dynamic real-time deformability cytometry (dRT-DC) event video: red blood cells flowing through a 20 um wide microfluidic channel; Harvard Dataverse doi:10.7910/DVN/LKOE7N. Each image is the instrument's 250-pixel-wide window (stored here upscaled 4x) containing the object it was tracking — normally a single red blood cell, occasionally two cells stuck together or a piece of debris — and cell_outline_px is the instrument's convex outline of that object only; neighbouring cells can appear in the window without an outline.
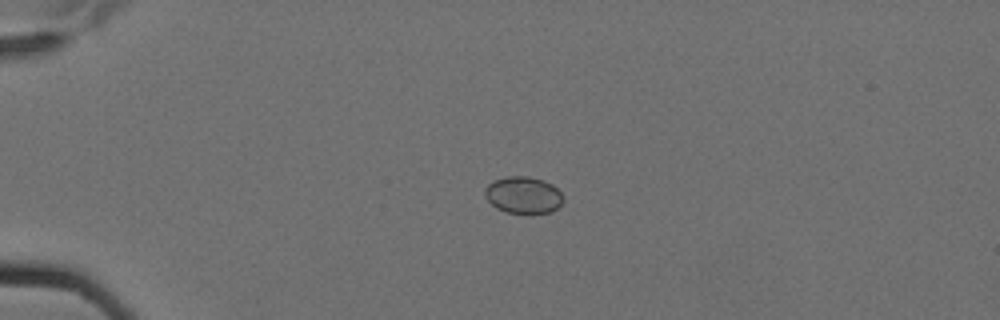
{"species": "Egyptian fruit bat (a non-hibernating species)", "species_latin": "Rousettus aegyptiacus", "temperature_condition": "cold", "stored_images_in_passage": 12, "camera_frame_rate_fps": 3000, "um_per_image_px": 0.085, "animal": {"sex": "female"}, "frame": {"image": 1, "passage_image": 4, "time_ms": 1.0, "image_size_px": [1000, 320], "cell_outline_px": [[564, 200], [552, 212], [504, 212], [496, 208], [484, 196], [484, 188], [492, 180], [508, 176], [528, 176], [544, 180], [552, 184], [564, 196]], "centroid_in_image_um": [44.46, 16.55], "position_along_channel_um": 40.5, "area_um2": 16.82}}
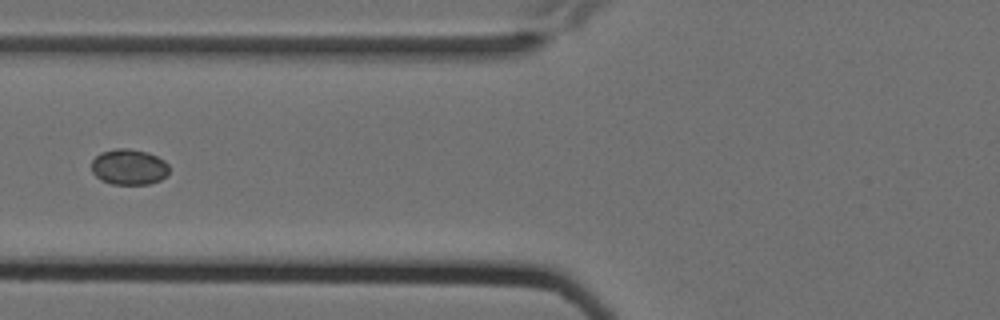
{"frame": {"image": 2, "passage_image": 7, "time_ms": 2.0, "image_size_px": [1000, 320], "cell_outline_px": [[168, 172], [160, 180], [148, 184], [112, 184], [100, 180], [92, 172], [92, 160], [100, 152], [116, 148], [128, 148], [148, 152], [164, 160], [168, 164]], "centroid_in_image_um": [10.94, 14.18], "position_along_channel_um": 114.9, "area_um2": 16.18}}
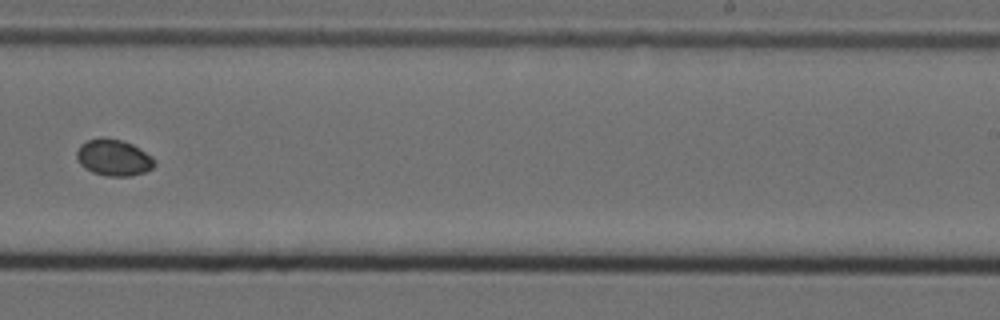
{"frame": {"image": 3, "passage_image": 11, "time_ms": 3.333, "image_size_px": [1000, 320], "cell_outline_px": [[156, 164], [152, 168], [144, 172], [132, 176], [108, 176], [92, 172], [84, 168], [80, 164], [76, 156], [76, 152], [80, 144], [88, 140], [100, 136], [120, 140], [132, 144], [144, 152]], "centroid_in_image_um": [9.6, 13.39], "position_along_channel_um": 279.4, "area_um2": 16.36}}